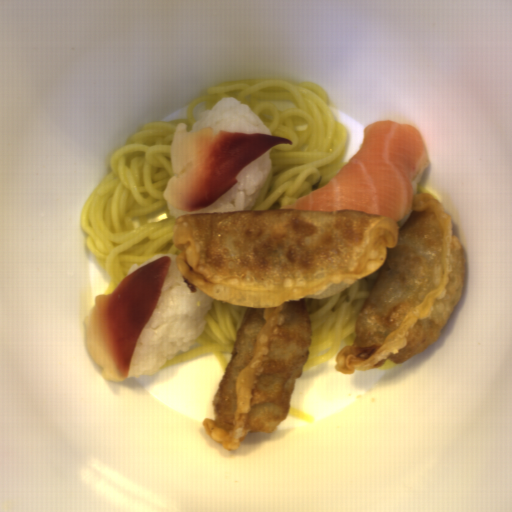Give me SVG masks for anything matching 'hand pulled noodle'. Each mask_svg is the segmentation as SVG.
<instances>
[{"mask_svg": "<svg viewBox=\"0 0 512 512\" xmlns=\"http://www.w3.org/2000/svg\"><path fill=\"white\" fill-rule=\"evenodd\" d=\"M224 97L247 105L271 136L292 141L271 147L272 169L250 210H282L329 184L347 164L346 128L317 83L267 78L211 85L189 104L187 117L149 121L130 135L112 154L109 175L85 199L80 225L86 248L109 278L102 295H111L133 264L182 249L173 240L176 218L163 195L174 175L171 142L178 125L186 123L191 131L199 102H205V112Z\"/></svg>", "mask_w": 512, "mask_h": 512, "instance_id": "14784b9a", "label": "hand pulled noodle"}, {"mask_svg": "<svg viewBox=\"0 0 512 512\" xmlns=\"http://www.w3.org/2000/svg\"><path fill=\"white\" fill-rule=\"evenodd\" d=\"M381 271L354 281L339 294L324 298H305L310 320L309 358L303 369L322 366L337 357L341 348L352 346L356 337V319ZM302 369V370H303Z\"/></svg>", "mask_w": 512, "mask_h": 512, "instance_id": "772679e5", "label": "hand pulled noodle"}, {"mask_svg": "<svg viewBox=\"0 0 512 512\" xmlns=\"http://www.w3.org/2000/svg\"><path fill=\"white\" fill-rule=\"evenodd\" d=\"M247 309L246 306L225 304L215 299L211 309L205 315V328L194 340L190 349L176 354L165 363L162 369L212 353L225 373Z\"/></svg>", "mask_w": 512, "mask_h": 512, "instance_id": "2289bc40", "label": "hand pulled noodle"}, {"mask_svg": "<svg viewBox=\"0 0 512 512\" xmlns=\"http://www.w3.org/2000/svg\"><path fill=\"white\" fill-rule=\"evenodd\" d=\"M287 414H290L292 416H295V417H298V418H301L303 420H306V421H309V422H315V419L313 416L305 413L304 411L292 406L289 404V408H288V413Z\"/></svg>", "mask_w": 512, "mask_h": 512, "instance_id": "bd1af8b7", "label": "hand pulled noodle"}, {"mask_svg": "<svg viewBox=\"0 0 512 512\" xmlns=\"http://www.w3.org/2000/svg\"><path fill=\"white\" fill-rule=\"evenodd\" d=\"M401 362H394V361H391L389 358L387 360H385V362L383 363L382 366H379V367H376V368H373V369H379V370H385V369H388V368H391V367H394L396 365H399Z\"/></svg>", "mask_w": 512, "mask_h": 512, "instance_id": "8796e031", "label": "hand pulled noodle"}, {"mask_svg": "<svg viewBox=\"0 0 512 512\" xmlns=\"http://www.w3.org/2000/svg\"><path fill=\"white\" fill-rule=\"evenodd\" d=\"M421 194H432L433 197H435L437 199V201L439 202L436 194H434L433 192H431L430 190H428L427 188L425 187H422V186H419L418 185V191H417V195H421Z\"/></svg>", "mask_w": 512, "mask_h": 512, "instance_id": "2babfb4a", "label": "hand pulled noodle"}]
</instances>
